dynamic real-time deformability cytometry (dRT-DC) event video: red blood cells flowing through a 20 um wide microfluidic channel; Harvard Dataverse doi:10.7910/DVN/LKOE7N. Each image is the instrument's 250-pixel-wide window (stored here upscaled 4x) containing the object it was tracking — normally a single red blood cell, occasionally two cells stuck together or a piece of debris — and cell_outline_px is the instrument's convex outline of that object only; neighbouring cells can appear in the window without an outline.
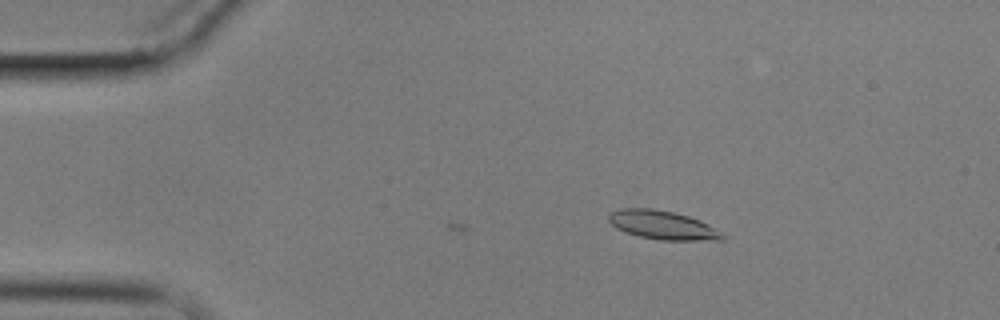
{"species": "common noctule bat (a hibernating species)", "species_latin": "Nyctalus noctula", "temperature_condition": "cold", "stored_images_in_passage": 5, "camera_frame_rate_fps": 3000, "um_per_image_px": 0.085, "animal": {"sex": "male", "body_mass_g": 17.9}, "frame": {"image": 1, "passage_image": 5, "time_ms": 4.667, "image_size_px": [1000, 320], "cell_outline_px": [[728, 236], [724, 240], [660, 240], [640, 236], [616, 228], [608, 220], [608, 216], [612, 212], [620, 208], [652, 208], [672, 212], [688, 216], [700, 220], [724, 232]], "centroid_in_image_um": [56.39, 19.13], "position_along_channel_um": 28.6, "area_um2": 19.07}}